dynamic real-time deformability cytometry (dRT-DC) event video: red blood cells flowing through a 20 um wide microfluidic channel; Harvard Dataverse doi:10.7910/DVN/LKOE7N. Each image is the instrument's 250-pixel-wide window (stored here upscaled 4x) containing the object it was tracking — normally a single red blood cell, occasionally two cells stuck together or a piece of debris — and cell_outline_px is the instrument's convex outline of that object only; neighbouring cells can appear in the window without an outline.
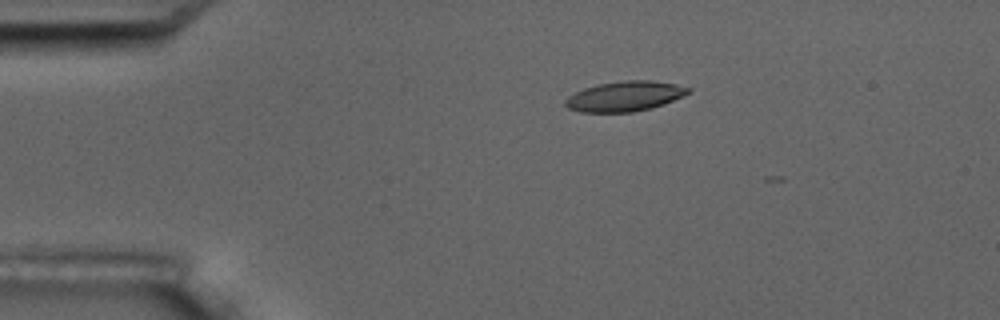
{"species": "common noctule bat (a hibernating species)", "species_latin": "Nyctalus noctula", "temperature_condition": "room temperature", "stored_images_in_passage": 7, "camera_frame_rate_fps": 3000, "um_per_image_px": 0.085, "animal": {"sex": "male", "body_mass_g": 17.5, "forearm_length_mm": 52.3}, "frame": {"image": 1, "passage_image": 4, "time_ms": 3.333, "image_size_px": [1000, 320], "cell_outline_px": [[692, 92], [664, 104], [652, 108], [632, 112], [580, 112], [568, 108], [564, 104], [564, 100], [568, 96], [584, 88], [596, 84], [624, 80], [648, 80], [676, 84], [692, 88]], "centroid_in_image_um": [53.11, 8.18], "position_along_channel_um": 31.9, "area_um2": 21.68}}
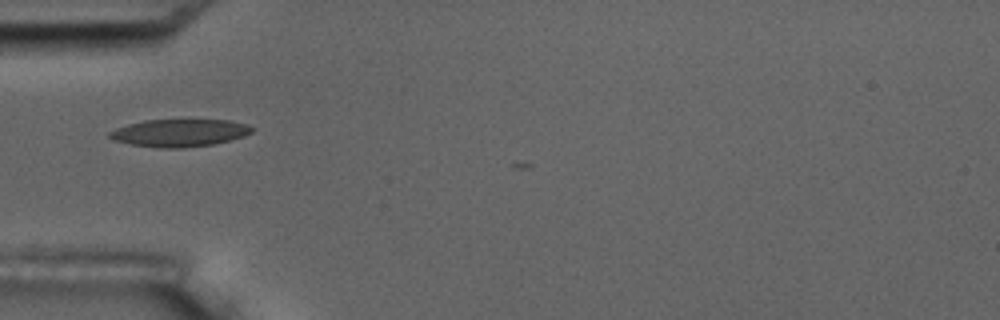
{"frame": {"image": 2, "passage_image": 6, "time_ms": 5.667, "image_size_px": [1000, 320], "cell_outline_px": [[252, 132], [244, 136], [212, 144], [184, 148], [160, 148], [132, 144], [116, 140], [108, 136], [108, 132], [116, 128], [128, 124], [144, 120], [228, 120], [248, 124], [252, 128]], "centroid_in_image_um": [15.25, 11.29], "position_along_channel_um": 69.7, "area_um2": 22.6}}